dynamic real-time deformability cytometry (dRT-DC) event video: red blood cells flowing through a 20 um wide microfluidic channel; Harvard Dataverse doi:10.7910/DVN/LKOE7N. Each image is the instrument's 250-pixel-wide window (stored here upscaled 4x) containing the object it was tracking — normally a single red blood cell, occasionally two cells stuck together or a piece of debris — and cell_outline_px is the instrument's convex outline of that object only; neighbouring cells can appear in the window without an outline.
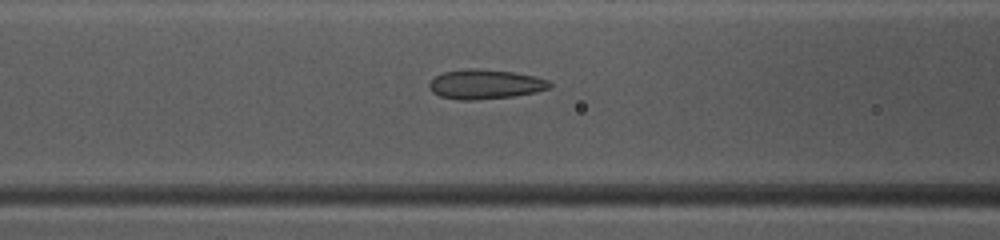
{"species": "common noctule bat (a hibernating species)", "species_latin": "Nyctalus noctula", "temperature_condition": "warm", "stored_images_in_passage": 49, "camera_frame_rate_fps": 3000, "um_per_image_px": 0.085, "animal": {"sex": "female", "body_mass_g": 10.0, "forearm_length_mm": 53.1}, "frame": {"image": 1, "passage_image": 20, "time_ms": 6.333, "image_size_px": [1000, 240], "cell_outline_px": [[552, 88], [536, 92], [512, 96], [476, 100], [460, 100], [440, 96], [432, 92], [428, 88], [428, 84], [436, 76], [444, 72], [476, 68], [512, 72], [536, 76], [548, 80], [552, 84]], "centroid_in_image_um": [41.27, 7.17], "position_along_channel_um": 125.3, "area_um2": 20.69}}
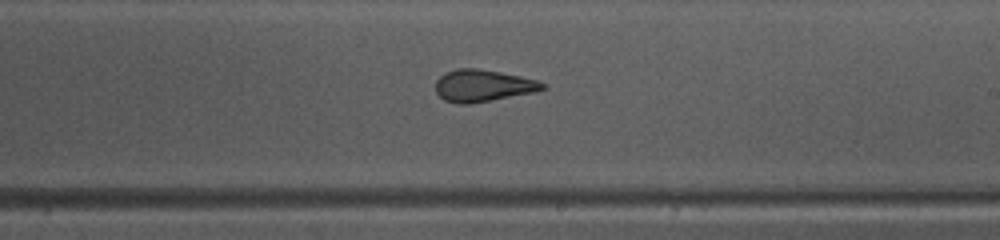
{"frame": {"image": 2, "passage_image": 29, "time_ms": 9.333, "image_size_px": [1000, 240], "cell_outline_px": [[544, 88], [532, 92], [468, 104], [456, 104], [444, 100], [436, 92], [436, 80], [444, 72], [456, 68], [476, 68], [500, 72], [520, 76], [536, 80], [544, 84]], "centroid_in_image_um": [40.96, 7.27], "position_along_channel_um": 248.0, "area_um2": 19.65}}
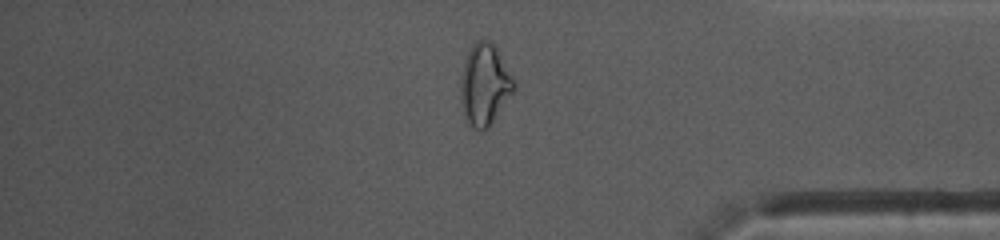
{"frame": {"image": 3, "passage_image": 41, "time_ms": 13.333, "image_size_px": [1000, 240], "cell_outline_px": [[516, 84], [512, 92], [492, 124], [488, 128], [480, 132], [472, 128], [464, 112], [460, 96], [460, 80], [464, 64], [468, 52], [472, 44], [476, 40], [488, 40], [496, 44]], "centroid_in_image_um": [41.2, 7.17], "position_along_channel_um": 394.0, "area_um2": 25.26}, "authors_computed_cell_mechanics": {"area_um2": 22.3686, "velocity_mm_per_s": 4.0735, "shape_relaxation_time_tau1_ms": 3.3775, "shape_relaxation_time_tau2_ms": 1.813, "deformation_change_tau1": 0.1574, "deformation_change_tau2": 0.0779}}